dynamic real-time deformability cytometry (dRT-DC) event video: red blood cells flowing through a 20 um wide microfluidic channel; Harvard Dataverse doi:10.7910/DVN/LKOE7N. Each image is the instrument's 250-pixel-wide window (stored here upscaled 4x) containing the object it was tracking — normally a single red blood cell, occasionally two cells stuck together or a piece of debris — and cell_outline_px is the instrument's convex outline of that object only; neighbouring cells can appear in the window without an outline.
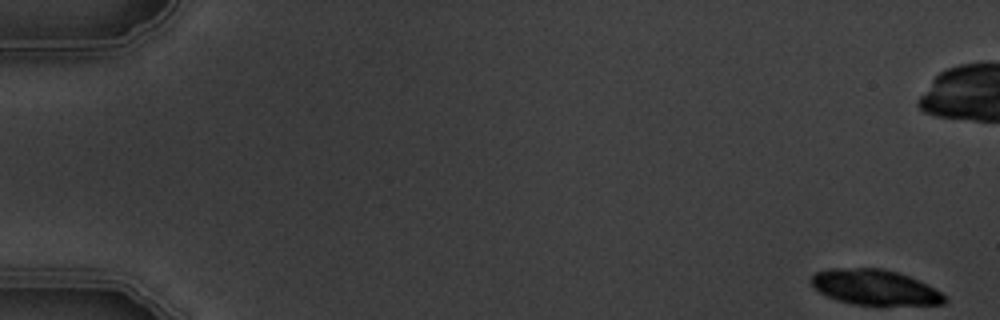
{"species": "common noctule bat (a hibernating species)", "species_latin": "Nyctalus noctula", "temperature_condition": "warm", "stored_images_in_passage": 4, "camera_frame_rate_fps": 3000, "um_per_image_px": 0.085, "animal": {"sex": "male", "body_mass_g": 19.5, "forearm_length_mm": 54.6}, "frame": {"image": 1, "passage_image": 1, "time_ms": 0.0, "image_size_px": [1000, 320], "cell_outline_px": [[948, 300], [944, 304], [852, 304], [836, 300], [820, 292], [808, 280], [816, 272], [828, 268], [880, 268], [896, 272], [908, 276], [940, 292]], "centroid_in_image_um": [74.29, 24.41], "position_along_channel_um": 10.7, "area_um2": 26.93}}